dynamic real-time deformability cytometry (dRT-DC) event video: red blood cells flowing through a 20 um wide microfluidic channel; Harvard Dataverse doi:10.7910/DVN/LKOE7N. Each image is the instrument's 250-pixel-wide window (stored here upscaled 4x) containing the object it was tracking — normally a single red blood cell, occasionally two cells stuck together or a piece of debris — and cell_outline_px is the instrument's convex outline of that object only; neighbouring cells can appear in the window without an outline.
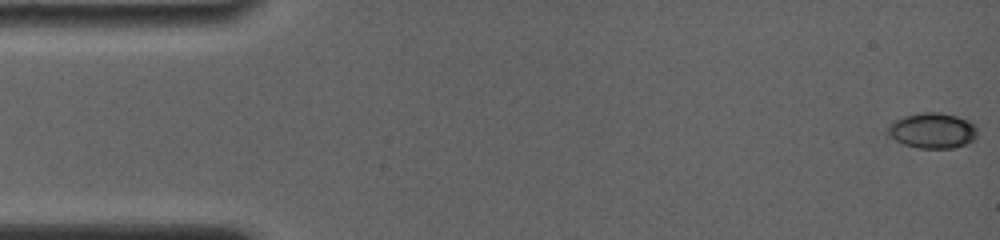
{"species": "common noctule bat (a hibernating species)", "species_latin": "Nyctalus noctula", "temperature_condition": "room temperature", "stored_images_in_passage": 67, "camera_frame_rate_fps": 4000, "um_per_image_px": 0.085, "animal": {"sex": "female", "body_mass_g": 19.0, "forearm_length_mm": 56.7}, "frame": {"image": 1, "passage_image": 1, "time_ms": 0.0, "image_size_px": [1000, 240], "cell_outline_px": [[976, 136], [972, 140], [964, 144], [952, 148], [920, 148], [904, 144], [888, 136], [888, 124], [892, 120], [904, 116], [924, 112], [940, 112], [956, 116], [968, 120], [976, 128]], "centroid_in_image_um": [79.21, 11.09], "position_along_channel_um": 5.8, "area_um2": 18.38}}
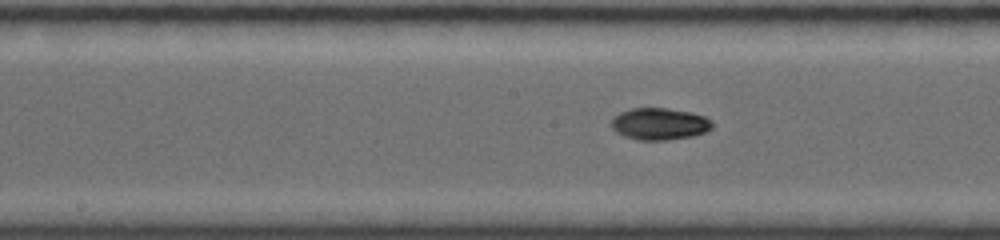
{"frame": {"image": 2, "passage_image": 34, "time_ms": 8.25, "image_size_px": [1000, 240], "cell_outline_px": [[712, 128], [704, 132], [692, 136], [664, 140], [640, 140], [624, 136], [616, 132], [612, 128], [612, 120], [620, 112], [632, 108], [668, 108], [692, 112], [704, 116], [712, 120]], "centroid_in_image_um": [56.07, 10.52], "position_along_channel_um": 192.1, "area_um2": 18.67}}
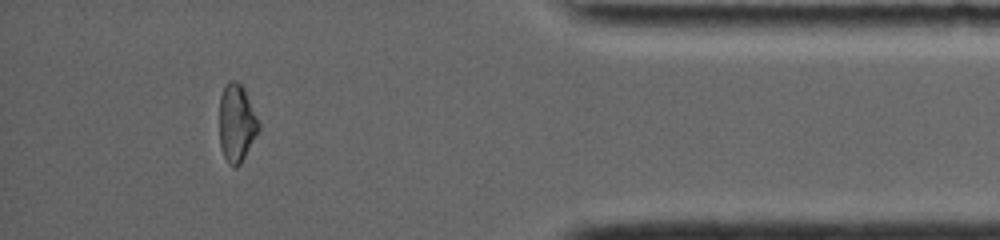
{"frame": {"image": 3, "passage_image": 60, "time_ms": 14.75, "image_size_px": [1000, 240], "cell_outline_px": [[260, 128], [240, 164], [236, 168], [232, 168], [228, 164], [220, 148], [220, 96], [224, 84], [228, 80], [236, 80], [244, 88], [260, 124]], "centroid_in_image_um": [20.1, 10.46], "position_along_channel_um": 415.1, "area_um2": 17.86}, "authors_computed_cell_mechanics": {"area_um2": 17.918, "velocity_mm_per_s": 3.8408, "shape_relaxation_time_tau1_ms": 3.9766, "shape_relaxation_time_tau2_ms": null, "deformation_change_tau1": 0.1912, "deformation_change_tau2": null}}